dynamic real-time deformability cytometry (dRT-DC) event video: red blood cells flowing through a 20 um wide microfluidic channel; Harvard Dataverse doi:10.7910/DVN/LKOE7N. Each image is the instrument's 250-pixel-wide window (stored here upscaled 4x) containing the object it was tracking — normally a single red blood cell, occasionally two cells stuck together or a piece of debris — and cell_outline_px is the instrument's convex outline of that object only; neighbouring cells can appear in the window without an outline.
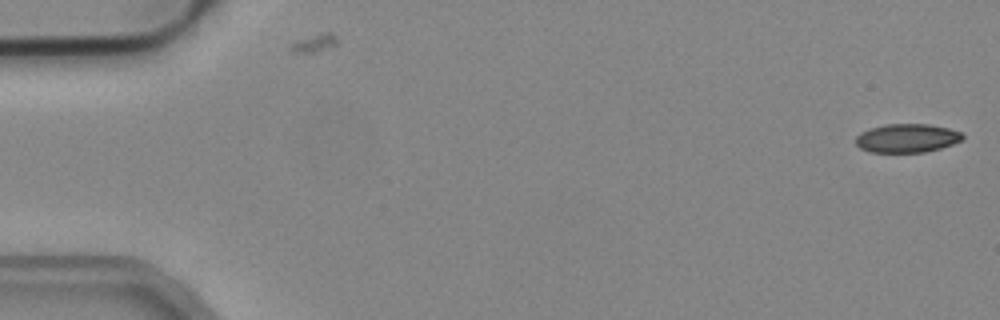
{"species": "common noctule bat (a hibernating species)", "species_latin": "Nyctalus noctula", "temperature_condition": "cold", "stored_images_in_passage": 2, "camera_frame_rate_fps": 3000, "um_per_image_px": 0.085, "animal": {"sex": "male", "body_mass_g": 19.2, "forearm_length_mm": 51.8}, "frame": {"image": 1, "passage_image": 2, "time_ms": 0.333, "image_size_px": [1000, 320], "cell_outline_px": [[964, 136], [960, 140], [952, 144], [940, 148], [924, 152], [868, 152], [860, 148], [856, 144], [856, 136], [860, 132], [884, 124], [928, 124], [948, 128], [960, 132]], "centroid_in_image_um": [77.06, 11.74], "position_along_channel_um": 7.9, "area_um2": 17.74}}